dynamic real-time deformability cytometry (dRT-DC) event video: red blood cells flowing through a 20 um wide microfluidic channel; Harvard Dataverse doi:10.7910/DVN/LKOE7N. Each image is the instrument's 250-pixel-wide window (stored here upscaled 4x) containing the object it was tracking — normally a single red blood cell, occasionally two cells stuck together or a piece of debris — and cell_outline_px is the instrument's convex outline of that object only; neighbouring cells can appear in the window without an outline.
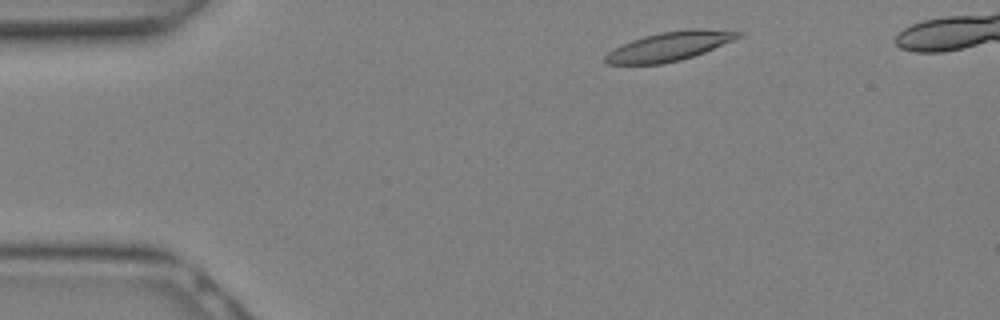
{"species": "Egyptian fruit bat (a non-hibernating species)", "species_latin": "Rousettus aegyptiacus", "temperature_condition": "warm", "stored_images_in_passage": 16, "camera_frame_rate_fps": 3000, "um_per_image_px": 0.085, "animal": {"sex": "female"}, "frame": {"image": 1, "passage_image": 2, "time_ms": 0.333, "image_size_px": [1000, 320], "cell_outline_px": [[744, 36], [704, 52], [680, 60], [664, 64], [608, 64], [604, 60], [604, 56], [612, 48], [620, 44], [644, 36], [660, 32], [688, 28], [704, 28], [740, 32]], "centroid_in_image_um": [56.88, 3.92], "position_along_channel_um": 28.1, "area_um2": 22.66}}
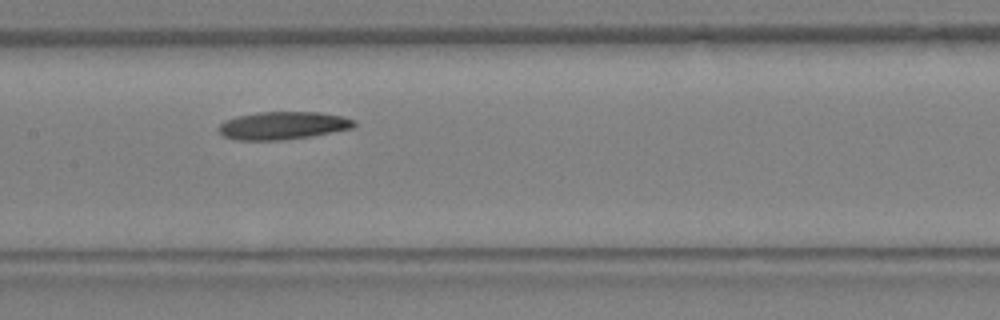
{"frame": {"image": 2, "passage_image": 11, "time_ms": 3.333, "image_size_px": [1000, 320], "cell_outline_px": [[356, 124], [352, 128], [312, 136], [280, 140], [236, 140], [224, 136], [220, 132], [220, 124], [224, 120], [236, 116], [256, 112], [320, 112], [344, 116], [356, 120]], "centroid_in_image_um": [24.07, 10.66], "position_along_channel_um": 183.3, "area_um2": 22.02}}
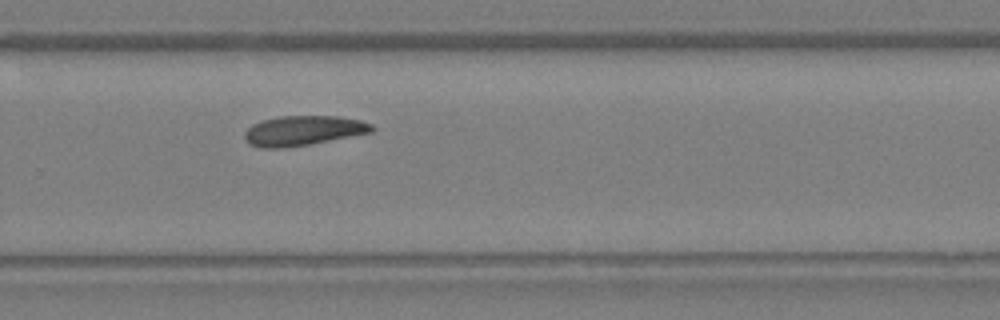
{"frame": {"image": 3, "passage_image": 16, "time_ms": 5.0, "image_size_px": [1000, 320], "cell_outline_px": [[376, 128], [372, 132], [308, 144], [280, 148], [260, 148], [252, 144], [244, 136], [244, 132], [252, 124], [260, 120], [276, 116], [336, 116], [360, 120], [372, 124]], "centroid_in_image_um": [25.76, 11.08], "position_along_channel_um": 304.0, "area_um2": 21.96}}